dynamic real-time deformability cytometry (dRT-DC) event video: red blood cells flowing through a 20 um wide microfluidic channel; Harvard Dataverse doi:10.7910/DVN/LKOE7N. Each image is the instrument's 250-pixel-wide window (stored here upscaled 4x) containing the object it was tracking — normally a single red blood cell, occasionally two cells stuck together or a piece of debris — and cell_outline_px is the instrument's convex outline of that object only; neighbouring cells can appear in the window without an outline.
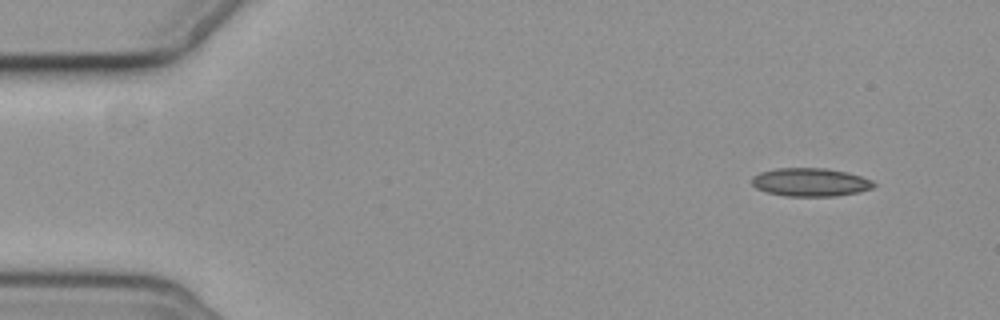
{"species": "common noctule bat (a hibernating species)", "species_latin": "Nyctalus noctula", "temperature_condition": "cold", "stored_images_in_passage": 10, "camera_frame_rate_fps": 3000, "um_per_image_px": 0.085, "animal": {"sex": "female", "body_mass_g": 19.3, "forearm_length_mm": 54.1}, "frame": {"image": 1, "passage_image": 1, "time_ms": 0.0, "image_size_px": [1000, 320], "cell_outline_px": [[876, 184], [872, 188], [856, 192], [836, 196], [788, 196], [764, 192], [756, 188], [752, 184], [752, 176], [760, 172], [776, 168], [828, 168], [848, 172], [872, 180]], "centroid_in_image_um": [68.86, 15.48], "position_along_channel_um": 16.1, "area_um2": 20.17}}
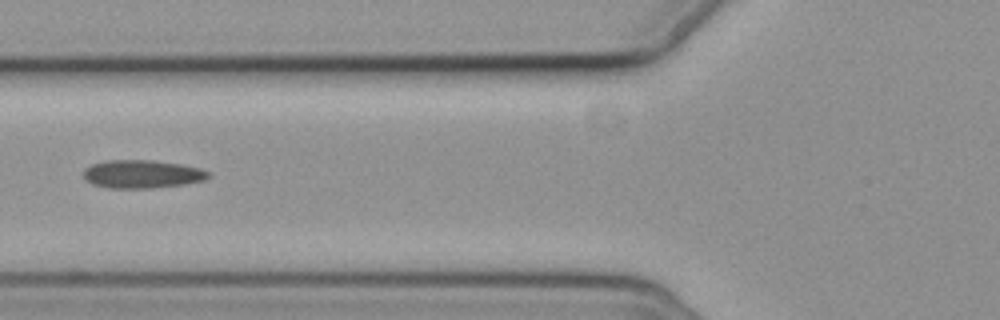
{"frame": {"image": 2, "passage_image": 5, "time_ms": 5.667, "image_size_px": [1000, 320], "cell_outline_px": [[212, 176], [204, 180], [184, 184], [152, 188], [108, 188], [92, 184], [84, 180], [84, 168], [92, 164], [104, 160], [152, 160], [180, 164], [200, 168], [208, 172]], "centroid_in_image_um": [12.05, 14.8], "position_along_channel_um": 113.8, "area_um2": 20.63}}
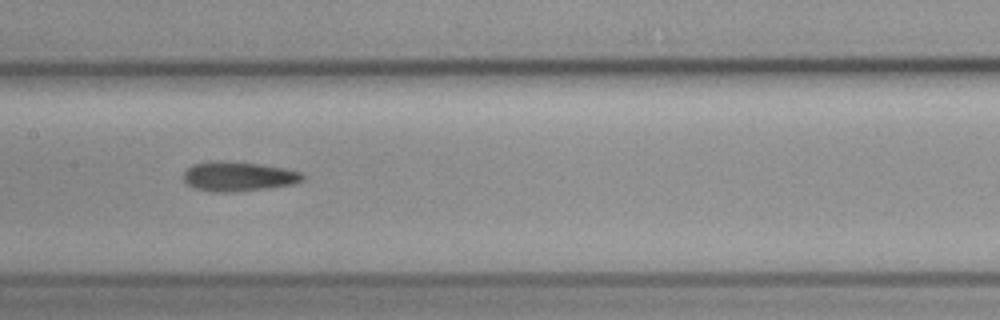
{"frame": {"image": 3, "passage_image": 7, "time_ms": 7.667, "image_size_px": [1000, 320], "cell_outline_px": [[304, 180], [292, 184], [268, 188], [236, 192], [212, 192], [192, 188], [184, 184], [184, 172], [192, 164], [212, 160], [216, 160], [260, 164], [284, 168], [300, 172], [304, 176]], "centroid_in_image_um": [20.2, 15.0], "position_along_channel_um": 187.2, "area_um2": 20.75}}